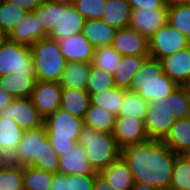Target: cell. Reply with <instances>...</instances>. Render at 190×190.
<instances>
[{"mask_svg": "<svg viewBox=\"0 0 190 190\" xmlns=\"http://www.w3.org/2000/svg\"><path fill=\"white\" fill-rule=\"evenodd\" d=\"M178 155L163 141L152 139L121 149V156L129 167L134 183L160 190H169Z\"/></svg>", "mask_w": 190, "mask_h": 190, "instance_id": "cell-1", "label": "cell"}, {"mask_svg": "<svg viewBox=\"0 0 190 190\" xmlns=\"http://www.w3.org/2000/svg\"><path fill=\"white\" fill-rule=\"evenodd\" d=\"M10 162L42 169L51 173H58L59 156L53 149L45 125L26 130L19 142Z\"/></svg>", "mask_w": 190, "mask_h": 190, "instance_id": "cell-2", "label": "cell"}, {"mask_svg": "<svg viewBox=\"0 0 190 190\" xmlns=\"http://www.w3.org/2000/svg\"><path fill=\"white\" fill-rule=\"evenodd\" d=\"M179 85L164 74L161 62L148 56L130 82V91L146 102L169 96Z\"/></svg>", "mask_w": 190, "mask_h": 190, "instance_id": "cell-3", "label": "cell"}, {"mask_svg": "<svg viewBox=\"0 0 190 190\" xmlns=\"http://www.w3.org/2000/svg\"><path fill=\"white\" fill-rule=\"evenodd\" d=\"M77 144L84 147L90 166L98 173L121 156L113 133L99 132L86 125L82 127Z\"/></svg>", "mask_w": 190, "mask_h": 190, "instance_id": "cell-4", "label": "cell"}, {"mask_svg": "<svg viewBox=\"0 0 190 190\" xmlns=\"http://www.w3.org/2000/svg\"><path fill=\"white\" fill-rule=\"evenodd\" d=\"M47 137L58 156L73 149L77 144L79 134L84 126L80 117H74L69 112L58 108L44 118Z\"/></svg>", "mask_w": 190, "mask_h": 190, "instance_id": "cell-5", "label": "cell"}, {"mask_svg": "<svg viewBox=\"0 0 190 190\" xmlns=\"http://www.w3.org/2000/svg\"><path fill=\"white\" fill-rule=\"evenodd\" d=\"M30 48L37 80L59 82L67 61L58 41L48 36L37 41Z\"/></svg>", "mask_w": 190, "mask_h": 190, "instance_id": "cell-6", "label": "cell"}, {"mask_svg": "<svg viewBox=\"0 0 190 190\" xmlns=\"http://www.w3.org/2000/svg\"><path fill=\"white\" fill-rule=\"evenodd\" d=\"M15 72L36 76L31 48L5 37L0 43V76Z\"/></svg>", "mask_w": 190, "mask_h": 190, "instance_id": "cell-7", "label": "cell"}, {"mask_svg": "<svg viewBox=\"0 0 190 190\" xmlns=\"http://www.w3.org/2000/svg\"><path fill=\"white\" fill-rule=\"evenodd\" d=\"M190 46V41L168 23L149 38V56L158 60Z\"/></svg>", "mask_w": 190, "mask_h": 190, "instance_id": "cell-8", "label": "cell"}, {"mask_svg": "<svg viewBox=\"0 0 190 190\" xmlns=\"http://www.w3.org/2000/svg\"><path fill=\"white\" fill-rule=\"evenodd\" d=\"M0 117L13 119L24 131L44 125V117L34 106L31 97L14 98L3 110Z\"/></svg>", "mask_w": 190, "mask_h": 190, "instance_id": "cell-9", "label": "cell"}, {"mask_svg": "<svg viewBox=\"0 0 190 190\" xmlns=\"http://www.w3.org/2000/svg\"><path fill=\"white\" fill-rule=\"evenodd\" d=\"M176 121L172 109L165 105L149 103L144 118L149 139L163 141Z\"/></svg>", "mask_w": 190, "mask_h": 190, "instance_id": "cell-10", "label": "cell"}, {"mask_svg": "<svg viewBox=\"0 0 190 190\" xmlns=\"http://www.w3.org/2000/svg\"><path fill=\"white\" fill-rule=\"evenodd\" d=\"M113 136L121 149L149 140L144 119L131 116H117L115 118Z\"/></svg>", "mask_w": 190, "mask_h": 190, "instance_id": "cell-11", "label": "cell"}, {"mask_svg": "<svg viewBox=\"0 0 190 190\" xmlns=\"http://www.w3.org/2000/svg\"><path fill=\"white\" fill-rule=\"evenodd\" d=\"M62 87L59 82L36 80L31 99L38 112L45 118L61 106Z\"/></svg>", "mask_w": 190, "mask_h": 190, "instance_id": "cell-12", "label": "cell"}, {"mask_svg": "<svg viewBox=\"0 0 190 190\" xmlns=\"http://www.w3.org/2000/svg\"><path fill=\"white\" fill-rule=\"evenodd\" d=\"M111 46L121 56H149V39L130 26L116 30Z\"/></svg>", "mask_w": 190, "mask_h": 190, "instance_id": "cell-13", "label": "cell"}, {"mask_svg": "<svg viewBox=\"0 0 190 190\" xmlns=\"http://www.w3.org/2000/svg\"><path fill=\"white\" fill-rule=\"evenodd\" d=\"M168 7L160 9L132 10L129 26L148 39L167 24Z\"/></svg>", "mask_w": 190, "mask_h": 190, "instance_id": "cell-14", "label": "cell"}, {"mask_svg": "<svg viewBox=\"0 0 190 190\" xmlns=\"http://www.w3.org/2000/svg\"><path fill=\"white\" fill-rule=\"evenodd\" d=\"M159 61L167 77L179 86H190V46Z\"/></svg>", "mask_w": 190, "mask_h": 190, "instance_id": "cell-15", "label": "cell"}, {"mask_svg": "<svg viewBox=\"0 0 190 190\" xmlns=\"http://www.w3.org/2000/svg\"><path fill=\"white\" fill-rule=\"evenodd\" d=\"M58 43L67 62L92 63L95 48L82 33L61 39Z\"/></svg>", "mask_w": 190, "mask_h": 190, "instance_id": "cell-16", "label": "cell"}, {"mask_svg": "<svg viewBox=\"0 0 190 190\" xmlns=\"http://www.w3.org/2000/svg\"><path fill=\"white\" fill-rule=\"evenodd\" d=\"M85 21L86 19L77 12L70 0H65V10H60L59 21L48 36L59 41L74 34H80Z\"/></svg>", "mask_w": 190, "mask_h": 190, "instance_id": "cell-17", "label": "cell"}, {"mask_svg": "<svg viewBox=\"0 0 190 190\" xmlns=\"http://www.w3.org/2000/svg\"><path fill=\"white\" fill-rule=\"evenodd\" d=\"M58 173L64 175L97 174L89 164L84 147L76 144L73 149L59 156Z\"/></svg>", "mask_w": 190, "mask_h": 190, "instance_id": "cell-18", "label": "cell"}, {"mask_svg": "<svg viewBox=\"0 0 190 190\" xmlns=\"http://www.w3.org/2000/svg\"><path fill=\"white\" fill-rule=\"evenodd\" d=\"M6 37L12 42L31 47L37 41L48 37V34L41 28L34 14L29 12Z\"/></svg>", "mask_w": 190, "mask_h": 190, "instance_id": "cell-19", "label": "cell"}, {"mask_svg": "<svg viewBox=\"0 0 190 190\" xmlns=\"http://www.w3.org/2000/svg\"><path fill=\"white\" fill-rule=\"evenodd\" d=\"M36 76H27V73H11L0 76V88L8 93L12 98L31 97Z\"/></svg>", "mask_w": 190, "mask_h": 190, "instance_id": "cell-20", "label": "cell"}, {"mask_svg": "<svg viewBox=\"0 0 190 190\" xmlns=\"http://www.w3.org/2000/svg\"><path fill=\"white\" fill-rule=\"evenodd\" d=\"M115 190H130L134 184L132 174L122 156L99 172Z\"/></svg>", "mask_w": 190, "mask_h": 190, "instance_id": "cell-21", "label": "cell"}, {"mask_svg": "<svg viewBox=\"0 0 190 190\" xmlns=\"http://www.w3.org/2000/svg\"><path fill=\"white\" fill-rule=\"evenodd\" d=\"M60 101V108L83 119L90 105V95L86 89L62 88Z\"/></svg>", "mask_w": 190, "mask_h": 190, "instance_id": "cell-22", "label": "cell"}, {"mask_svg": "<svg viewBox=\"0 0 190 190\" xmlns=\"http://www.w3.org/2000/svg\"><path fill=\"white\" fill-rule=\"evenodd\" d=\"M23 133L24 130L13 119L0 117V149L7 160L15 153Z\"/></svg>", "mask_w": 190, "mask_h": 190, "instance_id": "cell-23", "label": "cell"}, {"mask_svg": "<svg viewBox=\"0 0 190 190\" xmlns=\"http://www.w3.org/2000/svg\"><path fill=\"white\" fill-rule=\"evenodd\" d=\"M163 143L183 155L190 148V117L176 119Z\"/></svg>", "mask_w": 190, "mask_h": 190, "instance_id": "cell-24", "label": "cell"}, {"mask_svg": "<svg viewBox=\"0 0 190 190\" xmlns=\"http://www.w3.org/2000/svg\"><path fill=\"white\" fill-rule=\"evenodd\" d=\"M105 4L102 21L117 30L129 27L132 8L127 0H106Z\"/></svg>", "mask_w": 190, "mask_h": 190, "instance_id": "cell-25", "label": "cell"}, {"mask_svg": "<svg viewBox=\"0 0 190 190\" xmlns=\"http://www.w3.org/2000/svg\"><path fill=\"white\" fill-rule=\"evenodd\" d=\"M151 104L168 106L176 119L190 117V86H178L169 96L156 99Z\"/></svg>", "mask_w": 190, "mask_h": 190, "instance_id": "cell-26", "label": "cell"}, {"mask_svg": "<svg viewBox=\"0 0 190 190\" xmlns=\"http://www.w3.org/2000/svg\"><path fill=\"white\" fill-rule=\"evenodd\" d=\"M116 30L102 20H86L82 34L98 48L111 46Z\"/></svg>", "mask_w": 190, "mask_h": 190, "instance_id": "cell-27", "label": "cell"}, {"mask_svg": "<svg viewBox=\"0 0 190 190\" xmlns=\"http://www.w3.org/2000/svg\"><path fill=\"white\" fill-rule=\"evenodd\" d=\"M147 57L137 55L122 56L120 64L113 75L115 87L129 90L131 80L140 70Z\"/></svg>", "mask_w": 190, "mask_h": 190, "instance_id": "cell-28", "label": "cell"}, {"mask_svg": "<svg viewBox=\"0 0 190 190\" xmlns=\"http://www.w3.org/2000/svg\"><path fill=\"white\" fill-rule=\"evenodd\" d=\"M60 10H65V0L42 1L32 13L41 28L49 35L59 21Z\"/></svg>", "mask_w": 190, "mask_h": 190, "instance_id": "cell-29", "label": "cell"}, {"mask_svg": "<svg viewBox=\"0 0 190 190\" xmlns=\"http://www.w3.org/2000/svg\"><path fill=\"white\" fill-rule=\"evenodd\" d=\"M90 63L67 62L59 84L62 88L86 89L90 75Z\"/></svg>", "mask_w": 190, "mask_h": 190, "instance_id": "cell-30", "label": "cell"}, {"mask_svg": "<svg viewBox=\"0 0 190 190\" xmlns=\"http://www.w3.org/2000/svg\"><path fill=\"white\" fill-rule=\"evenodd\" d=\"M116 116L90 103L85 116L83 118L84 125L92 127L99 132L113 133L115 127Z\"/></svg>", "mask_w": 190, "mask_h": 190, "instance_id": "cell-31", "label": "cell"}, {"mask_svg": "<svg viewBox=\"0 0 190 190\" xmlns=\"http://www.w3.org/2000/svg\"><path fill=\"white\" fill-rule=\"evenodd\" d=\"M54 180V173L35 168L31 165L23 166L24 190H50Z\"/></svg>", "mask_w": 190, "mask_h": 190, "instance_id": "cell-32", "label": "cell"}, {"mask_svg": "<svg viewBox=\"0 0 190 190\" xmlns=\"http://www.w3.org/2000/svg\"><path fill=\"white\" fill-rule=\"evenodd\" d=\"M125 92V89L113 87L106 91L92 94L90 96V103L97 107L106 109L117 117L120 111L121 103L123 102Z\"/></svg>", "mask_w": 190, "mask_h": 190, "instance_id": "cell-33", "label": "cell"}, {"mask_svg": "<svg viewBox=\"0 0 190 190\" xmlns=\"http://www.w3.org/2000/svg\"><path fill=\"white\" fill-rule=\"evenodd\" d=\"M0 190H24L23 166L9 160L0 162Z\"/></svg>", "mask_w": 190, "mask_h": 190, "instance_id": "cell-34", "label": "cell"}, {"mask_svg": "<svg viewBox=\"0 0 190 190\" xmlns=\"http://www.w3.org/2000/svg\"><path fill=\"white\" fill-rule=\"evenodd\" d=\"M29 12L0 0V32L6 37Z\"/></svg>", "mask_w": 190, "mask_h": 190, "instance_id": "cell-35", "label": "cell"}, {"mask_svg": "<svg viewBox=\"0 0 190 190\" xmlns=\"http://www.w3.org/2000/svg\"><path fill=\"white\" fill-rule=\"evenodd\" d=\"M148 106L149 103L137 92L126 90L118 116H131L137 119H144Z\"/></svg>", "mask_w": 190, "mask_h": 190, "instance_id": "cell-36", "label": "cell"}, {"mask_svg": "<svg viewBox=\"0 0 190 190\" xmlns=\"http://www.w3.org/2000/svg\"><path fill=\"white\" fill-rule=\"evenodd\" d=\"M122 56L112 47H98L94 49L92 65L114 75Z\"/></svg>", "mask_w": 190, "mask_h": 190, "instance_id": "cell-37", "label": "cell"}, {"mask_svg": "<svg viewBox=\"0 0 190 190\" xmlns=\"http://www.w3.org/2000/svg\"><path fill=\"white\" fill-rule=\"evenodd\" d=\"M167 23L190 41V4L168 8Z\"/></svg>", "mask_w": 190, "mask_h": 190, "instance_id": "cell-38", "label": "cell"}, {"mask_svg": "<svg viewBox=\"0 0 190 190\" xmlns=\"http://www.w3.org/2000/svg\"><path fill=\"white\" fill-rule=\"evenodd\" d=\"M169 190H190V156H177Z\"/></svg>", "mask_w": 190, "mask_h": 190, "instance_id": "cell-39", "label": "cell"}, {"mask_svg": "<svg viewBox=\"0 0 190 190\" xmlns=\"http://www.w3.org/2000/svg\"><path fill=\"white\" fill-rule=\"evenodd\" d=\"M115 87L114 76L91 63L90 75L86 85V91L92 94L100 93Z\"/></svg>", "mask_w": 190, "mask_h": 190, "instance_id": "cell-40", "label": "cell"}, {"mask_svg": "<svg viewBox=\"0 0 190 190\" xmlns=\"http://www.w3.org/2000/svg\"><path fill=\"white\" fill-rule=\"evenodd\" d=\"M77 12L86 20H101L106 0H70Z\"/></svg>", "mask_w": 190, "mask_h": 190, "instance_id": "cell-41", "label": "cell"}, {"mask_svg": "<svg viewBox=\"0 0 190 190\" xmlns=\"http://www.w3.org/2000/svg\"><path fill=\"white\" fill-rule=\"evenodd\" d=\"M96 174L70 175L71 190H93Z\"/></svg>", "mask_w": 190, "mask_h": 190, "instance_id": "cell-42", "label": "cell"}, {"mask_svg": "<svg viewBox=\"0 0 190 190\" xmlns=\"http://www.w3.org/2000/svg\"><path fill=\"white\" fill-rule=\"evenodd\" d=\"M131 5L132 10L134 9H160L165 8V0H127Z\"/></svg>", "mask_w": 190, "mask_h": 190, "instance_id": "cell-43", "label": "cell"}, {"mask_svg": "<svg viewBox=\"0 0 190 190\" xmlns=\"http://www.w3.org/2000/svg\"><path fill=\"white\" fill-rule=\"evenodd\" d=\"M4 1L18 8H22L27 12L34 11L38 6L42 4V0H4Z\"/></svg>", "mask_w": 190, "mask_h": 190, "instance_id": "cell-44", "label": "cell"}, {"mask_svg": "<svg viewBox=\"0 0 190 190\" xmlns=\"http://www.w3.org/2000/svg\"><path fill=\"white\" fill-rule=\"evenodd\" d=\"M50 190H71L70 175L55 173L53 184Z\"/></svg>", "mask_w": 190, "mask_h": 190, "instance_id": "cell-45", "label": "cell"}, {"mask_svg": "<svg viewBox=\"0 0 190 190\" xmlns=\"http://www.w3.org/2000/svg\"><path fill=\"white\" fill-rule=\"evenodd\" d=\"M93 190H115L112 186L106 181V179L100 174L95 175Z\"/></svg>", "mask_w": 190, "mask_h": 190, "instance_id": "cell-46", "label": "cell"}, {"mask_svg": "<svg viewBox=\"0 0 190 190\" xmlns=\"http://www.w3.org/2000/svg\"><path fill=\"white\" fill-rule=\"evenodd\" d=\"M12 99V96L0 88V110H3L6 106H8L11 103Z\"/></svg>", "mask_w": 190, "mask_h": 190, "instance_id": "cell-47", "label": "cell"}, {"mask_svg": "<svg viewBox=\"0 0 190 190\" xmlns=\"http://www.w3.org/2000/svg\"><path fill=\"white\" fill-rule=\"evenodd\" d=\"M130 190H160V189L146 184L134 183Z\"/></svg>", "mask_w": 190, "mask_h": 190, "instance_id": "cell-48", "label": "cell"}, {"mask_svg": "<svg viewBox=\"0 0 190 190\" xmlns=\"http://www.w3.org/2000/svg\"><path fill=\"white\" fill-rule=\"evenodd\" d=\"M166 7L170 8L177 5L188 4L189 0H165Z\"/></svg>", "mask_w": 190, "mask_h": 190, "instance_id": "cell-49", "label": "cell"}, {"mask_svg": "<svg viewBox=\"0 0 190 190\" xmlns=\"http://www.w3.org/2000/svg\"><path fill=\"white\" fill-rule=\"evenodd\" d=\"M7 161V159L2 155L1 149H0V162Z\"/></svg>", "mask_w": 190, "mask_h": 190, "instance_id": "cell-50", "label": "cell"}, {"mask_svg": "<svg viewBox=\"0 0 190 190\" xmlns=\"http://www.w3.org/2000/svg\"><path fill=\"white\" fill-rule=\"evenodd\" d=\"M183 155L190 156V148Z\"/></svg>", "mask_w": 190, "mask_h": 190, "instance_id": "cell-51", "label": "cell"}, {"mask_svg": "<svg viewBox=\"0 0 190 190\" xmlns=\"http://www.w3.org/2000/svg\"><path fill=\"white\" fill-rule=\"evenodd\" d=\"M5 38V36L0 32V43Z\"/></svg>", "mask_w": 190, "mask_h": 190, "instance_id": "cell-52", "label": "cell"}]
</instances>
